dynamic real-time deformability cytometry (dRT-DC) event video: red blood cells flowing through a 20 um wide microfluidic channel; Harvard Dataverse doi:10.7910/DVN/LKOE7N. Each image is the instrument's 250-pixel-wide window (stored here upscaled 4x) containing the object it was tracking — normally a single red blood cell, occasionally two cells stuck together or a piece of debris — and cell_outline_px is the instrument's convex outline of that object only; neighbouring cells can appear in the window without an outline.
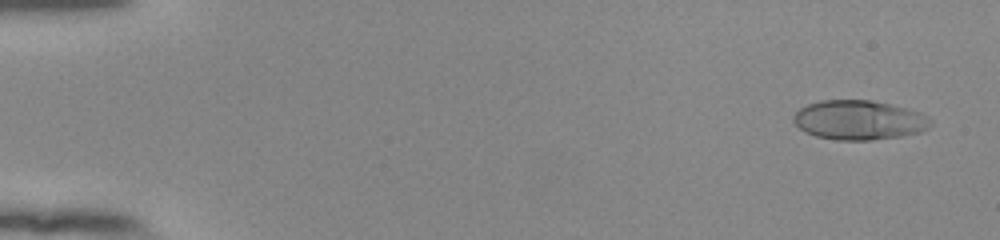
{"species": "human", "species_latin": "Homo sapiens", "temperature_condition": "room temperature", "stored_images_in_passage": 55, "segment_of_instrument_passage": [1, 2], "camera_frame_rate_fps": 3000, "um_per_image_px": 0.085, "donor": {"sex": "female"}, "frame": {"image": 1, "passage_image": 3, "time_ms": 0.667, "image_size_px": [1000, 240], "cell_outline_px": [[932, 124], [928, 128], [920, 132], [900, 136], [872, 140], [836, 140], [816, 136], [804, 132], [792, 120], [792, 116], [800, 108], [808, 104], [820, 100], [868, 100], [888, 104], [920, 112], [928, 116], [932, 120]], "centroid_in_image_um": [73.0, 10.21], "position_along_channel_um": 12.0, "area_um2": 31.5}}
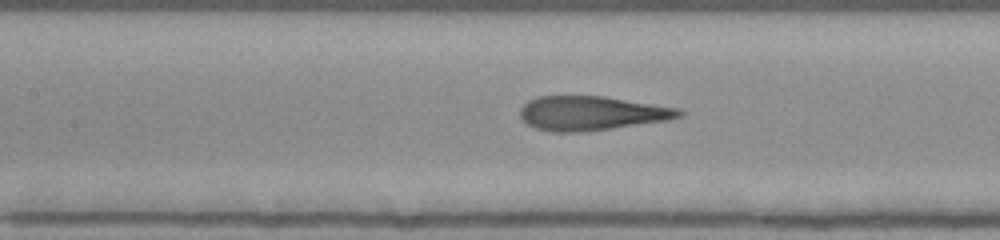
{"frame": {"image": 2, "passage_image": 26, "time_ms": 8.333, "image_size_px": [1000, 240], "cell_outline_px": [[684, 116], [668, 120], [584, 132], [552, 132], [536, 128], [528, 124], [520, 116], [520, 108], [528, 100], [536, 96], [604, 96], [680, 108], [684, 112]], "centroid_in_image_um": [50.3, 9.62], "position_along_channel_um": 157.1, "area_um2": 31.85}}
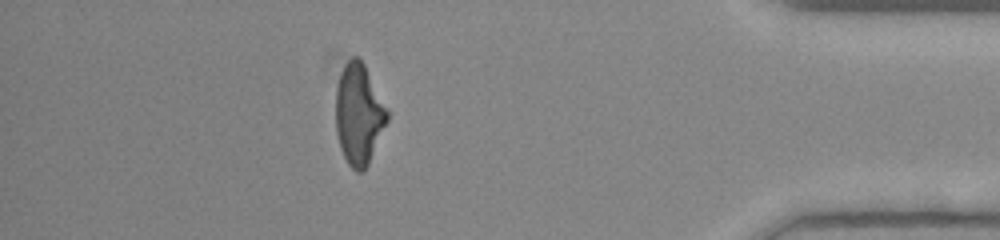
{"frame": {"image": 3, "passage_image": 48, "time_ms": 15.667, "image_size_px": [1000, 240], "cell_outline_px": [[388, 120], [368, 164], [360, 172], [356, 172], [348, 164], [340, 148], [336, 132], [336, 88], [340, 72], [344, 64], [352, 56], [356, 56], [364, 64], [388, 112]], "centroid_in_image_um": [30.47, 9.71], "position_along_channel_um": 404.7, "area_um2": 29.88}}